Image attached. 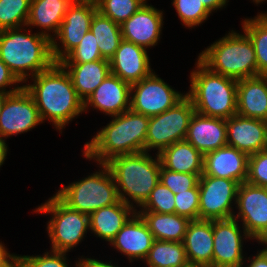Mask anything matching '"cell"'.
<instances>
[{"label": "cell", "instance_id": "cell-41", "mask_svg": "<svg viewBox=\"0 0 267 267\" xmlns=\"http://www.w3.org/2000/svg\"><path fill=\"white\" fill-rule=\"evenodd\" d=\"M66 254V252L51 250V252H45L41 256L20 255L19 257L25 267H69Z\"/></svg>", "mask_w": 267, "mask_h": 267}, {"label": "cell", "instance_id": "cell-49", "mask_svg": "<svg viewBox=\"0 0 267 267\" xmlns=\"http://www.w3.org/2000/svg\"><path fill=\"white\" fill-rule=\"evenodd\" d=\"M6 267H25L24 263L20 259L19 255L11 262L9 263Z\"/></svg>", "mask_w": 267, "mask_h": 267}, {"label": "cell", "instance_id": "cell-21", "mask_svg": "<svg viewBox=\"0 0 267 267\" xmlns=\"http://www.w3.org/2000/svg\"><path fill=\"white\" fill-rule=\"evenodd\" d=\"M154 241L155 238L147 224L136 212L118 231L110 244L133 262L135 259L144 260Z\"/></svg>", "mask_w": 267, "mask_h": 267}, {"label": "cell", "instance_id": "cell-10", "mask_svg": "<svg viewBox=\"0 0 267 267\" xmlns=\"http://www.w3.org/2000/svg\"><path fill=\"white\" fill-rule=\"evenodd\" d=\"M239 183L227 178L202 174L199 177V219L223 220L233 218Z\"/></svg>", "mask_w": 267, "mask_h": 267}, {"label": "cell", "instance_id": "cell-35", "mask_svg": "<svg viewBox=\"0 0 267 267\" xmlns=\"http://www.w3.org/2000/svg\"><path fill=\"white\" fill-rule=\"evenodd\" d=\"M172 5L186 27L199 26L211 14L201 0H173Z\"/></svg>", "mask_w": 267, "mask_h": 267}, {"label": "cell", "instance_id": "cell-19", "mask_svg": "<svg viewBox=\"0 0 267 267\" xmlns=\"http://www.w3.org/2000/svg\"><path fill=\"white\" fill-rule=\"evenodd\" d=\"M110 61V72L125 82L133 84L152 73L147 50L122 40Z\"/></svg>", "mask_w": 267, "mask_h": 267}, {"label": "cell", "instance_id": "cell-45", "mask_svg": "<svg viewBox=\"0 0 267 267\" xmlns=\"http://www.w3.org/2000/svg\"><path fill=\"white\" fill-rule=\"evenodd\" d=\"M0 242V267H6L9 263H11L17 255L10 254L7 252V248Z\"/></svg>", "mask_w": 267, "mask_h": 267}, {"label": "cell", "instance_id": "cell-14", "mask_svg": "<svg viewBox=\"0 0 267 267\" xmlns=\"http://www.w3.org/2000/svg\"><path fill=\"white\" fill-rule=\"evenodd\" d=\"M97 7L87 4L72 3L62 21L57 34L51 40L52 57L55 63L62 61L76 46L84 35L90 31L91 21ZM55 37L62 43H57Z\"/></svg>", "mask_w": 267, "mask_h": 267}, {"label": "cell", "instance_id": "cell-26", "mask_svg": "<svg viewBox=\"0 0 267 267\" xmlns=\"http://www.w3.org/2000/svg\"><path fill=\"white\" fill-rule=\"evenodd\" d=\"M69 73L73 86L83 102L110 74V61L101 59L86 63H60Z\"/></svg>", "mask_w": 267, "mask_h": 267}, {"label": "cell", "instance_id": "cell-33", "mask_svg": "<svg viewBox=\"0 0 267 267\" xmlns=\"http://www.w3.org/2000/svg\"><path fill=\"white\" fill-rule=\"evenodd\" d=\"M31 0H0V30L25 27Z\"/></svg>", "mask_w": 267, "mask_h": 267}, {"label": "cell", "instance_id": "cell-42", "mask_svg": "<svg viewBox=\"0 0 267 267\" xmlns=\"http://www.w3.org/2000/svg\"><path fill=\"white\" fill-rule=\"evenodd\" d=\"M20 84L21 82L16 78V76L9 70L7 65L0 59V91L15 93L19 91L23 86H16L7 90L6 87H12V85ZM7 90V91H6Z\"/></svg>", "mask_w": 267, "mask_h": 267}, {"label": "cell", "instance_id": "cell-28", "mask_svg": "<svg viewBox=\"0 0 267 267\" xmlns=\"http://www.w3.org/2000/svg\"><path fill=\"white\" fill-rule=\"evenodd\" d=\"M71 4V0H31L27 28L29 26L40 27L41 30L44 29L40 33L52 40ZM49 32L55 34L52 35Z\"/></svg>", "mask_w": 267, "mask_h": 267}, {"label": "cell", "instance_id": "cell-48", "mask_svg": "<svg viewBox=\"0 0 267 267\" xmlns=\"http://www.w3.org/2000/svg\"><path fill=\"white\" fill-rule=\"evenodd\" d=\"M101 0H71L72 3L75 4H87V5H92L95 7H98V5L100 4Z\"/></svg>", "mask_w": 267, "mask_h": 267}, {"label": "cell", "instance_id": "cell-32", "mask_svg": "<svg viewBox=\"0 0 267 267\" xmlns=\"http://www.w3.org/2000/svg\"><path fill=\"white\" fill-rule=\"evenodd\" d=\"M242 29L254 46L258 75H267V14L260 13L254 18L242 21Z\"/></svg>", "mask_w": 267, "mask_h": 267}, {"label": "cell", "instance_id": "cell-12", "mask_svg": "<svg viewBox=\"0 0 267 267\" xmlns=\"http://www.w3.org/2000/svg\"><path fill=\"white\" fill-rule=\"evenodd\" d=\"M234 219H241L242 228L259 244L267 243V188L247 182L239 185Z\"/></svg>", "mask_w": 267, "mask_h": 267}, {"label": "cell", "instance_id": "cell-15", "mask_svg": "<svg viewBox=\"0 0 267 267\" xmlns=\"http://www.w3.org/2000/svg\"><path fill=\"white\" fill-rule=\"evenodd\" d=\"M238 222L239 220L234 218L213 220L212 267H241L243 265L242 239H251V237L244 229H242V235Z\"/></svg>", "mask_w": 267, "mask_h": 267}, {"label": "cell", "instance_id": "cell-27", "mask_svg": "<svg viewBox=\"0 0 267 267\" xmlns=\"http://www.w3.org/2000/svg\"><path fill=\"white\" fill-rule=\"evenodd\" d=\"M158 155L165 169L198 177L203 174L204 155L186 140L173 143Z\"/></svg>", "mask_w": 267, "mask_h": 267}, {"label": "cell", "instance_id": "cell-24", "mask_svg": "<svg viewBox=\"0 0 267 267\" xmlns=\"http://www.w3.org/2000/svg\"><path fill=\"white\" fill-rule=\"evenodd\" d=\"M236 101L238 115L267 121V75L238 80Z\"/></svg>", "mask_w": 267, "mask_h": 267}, {"label": "cell", "instance_id": "cell-11", "mask_svg": "<svg viewBox=\"0 0 267 267\" xmlns=\"http://www.w3.org/2000/svg\"><path fill=\"white\" fill-rule=\"evenodd\" d=\"M186 94L175 91L155 72L131 84L130 109L153 117L175 106Z\"/></svg>", "mask_w": 267, "mask_h": 267}, {"label": "cell", "instance_id": "cell-5", "mask_svg": "<svg viewBox=\"0 0 267 267\" xmlns=\"http://www.w3.org/2000/svg\"><path fill=\"white\" fill-rule=\"evenodd\" d=\"M191 99L195 112L227 120L237 114L238 80L211 71L199 59L190 75Z\"/></svg>", "mask_w": 267, "mask_h": 267}, {"label": "cell", "instance_id": "cell-36", "mask_svg": "<svg viewBox=\"0 0 267 267\" xmlns=\"http://www.w3.org/2000/svg\"><path fill=\"white\" fill-rule=\"evenodd\" d=\"M175 194L160 181L151 191L149 198L137 212H156L160 214L175 213Z\"/></svg>", "mask_w": 267, "mask_h": 267}, {"label": "cell", "instance_id": "cell-44", "mask_svg": "<svg viewBox=\"0 0 267 267\" xmlns=\"http://www.w3.org/2000/svg\"><path fill=\"white\" fill-rule=\"evenodd\" d=\"M263 245H267V243H263ZM252 258L253 259H250V257L248 258L249 261L251 260V263L247 265L248 267H267V246L258 251L257 255Z\"/></svg>", "mask_w": 267, "mask_h": 267}, {"label": "cell", "instance_id": "cell-18", "mask_svg": "<svg viewBox=\"0 0 267 267\" xmlns=\"http://www.w3.org/2000/svg\"><path fill=\"white\" fill-rule=\"evenodd\" d=\"M130 96L131 84L110 73L84 101V112L91 106L105 115H119L130 109Z\"/></svg>", "mask_w": 267, "mask_h": 267}, {"label": "cell", "instance_id": "cell-4", "mask_svg": "<svg viewBox=\"0 0 267 267\" xmlns=\"http://www.w3.org/2000/svg\"><path fill=\"white\" fill-rule=\"evenodd\" d=\"M105 164L114 177L119 199L134 208L141 207L146 202L160 181L162 165L158 154L155 159L145 151L118 155ZM133 202L137 205L135 206Z\"/></svg>", "mask_w": 267, "mask_h": 267}, {"label": "cell", "instance_id": "cell-20", "mask_svg": "<svg viewBox=\"0 0 267 267\" xmlns=\"http://www.w3.org/2000/svg\"><path fill=\"white\" fill-rule=\"evenodd\" d=\"M249 156L233 146H223L204 155L203 174L246 182Z\"/></svg>", "mask_w": 267, "mask_h": 267}, {"label": "cell", "instance_id": "cell-37", "mask_svg": "<svg viewBox=\"0 0 267 267\" xmlns=\"http://www.w3.org/2000/svg\"><path fill=\"white\" fill-rule=\"evenodd\" d=\"M97 44L94 34L88 31L79 45L59 63H86L101 60L103 58Z\"/></svg>", "mask_w": 267, "mask_h": 267}, {"label": "cell", "instance_id": "cell-40", "mask_svg": "<svg viewBox=\"0 0 267 267\" xmlns=\"http://www.w3.org/2000/svg\"><path fill=\"white\" fill-rule=\"evenodd\" d=\"M246 182L267 188V149L249 156Z\"/></svg>", "mask_w": 267, "mask_h": 267}, {"label": "cell", "instance_id": "cell-17", "mask_svg": "<svg viewBox=\"0 0 267 267\" xmlns=\"http://www.w3.org/2000/svg\"><path fill=\"white\" fill-rule=\"evenodd\" d=\"M227 145L253 155L267 149V121L238 114L226 120Z\"/></svg>", "mask_w": 267, "mask_h": 267}, {"label": "cell", "instance_id": "cell-8", "mask_svg": "<svg viewBox=\"0 0 267 267\" xmlns=\"http://www.w3.org/2000/svg\"><path fill=\"white\" fill-rule=\"evenodd\" d=\"M34 212L51 214L47 231L52 242V249L60 252L70 250L83 241L87 230L90 229L89 215L70 209L56 195L38 206Z\"/></svg>", "mask_w": 267, "mask_h": 267}, {"label": "cell", "instance_id": "cell-30", "mask_svg": "<svg viewBox=\"0 0 267 267\" xmlns=\"http://www.w3.org/2000/svg\"><path fill=\"white\" fill-rule=\"evenodd\" d=\"M90 31L95 36L102 58L110 60L123 40L120 25L97 11L92 18Z\"/></svg>", "mask_w": 267, "mask_h": 267}, {"label": "cell", "instance_id": "cell-29", "mask_svg": "<svg viewBox=\"0 0 267 267\" xmlns=\"http://www.w3.org/2000/svg\"><path fill=\"white\" fill-rule=\"evenodd\" d=\"M148 226L155 240L183 242L190 219L172 214L137 212Z\"/></svg>", "mask_w": 267, "mask_h": 267}, {"label": "cell", "instance_id": "cell-43", "mask_svg": "<svg viewBox=\"0 0 267 267\" xmlns=\"http://www.w3.org/2000/svg\"><path fill=\"white\" fill-rule=\"evenodd\" d=\"M78 259L79 261L76 262V267H119L115 266V264L112 265V262L110 261L107 263L93 258L82 257Z\"/></svg>", "mask_w": 267, "mask_h": 267}, {"label": "cell", "instance_id": "cell-38", "mask_svg": "<svg viewBox=\"0 0 267 267\" xmlns=\"http://www.w3.org/2000/svg\"><path fill=\"white\" fill-rule=\"evenodd\" d=\"M198 181L199 177L196 174L174 172L161 166L160 182L173 194H179L194 188Z\"/></svg>", "mask_w": 267, "mask_h": 267}, {"label": "cell", "instance_id": "cell-31", "mask_svg": "<svg viewBox=\"0 0 267 267\" xmlns=\"http://www.w3.org/2000/svg\"><path fill=\"white\" fill-rule=\"evenodd\" d=\"M144 261L149 267H185L189 264L183 242L163 240L153 242Z\"/></svg>", "mask_w": 267, "mask_h": 267}, {"label": "cell", "instance_id": "cell-34", "mask_svg": "<svg viewBox=\"0 0 267 267\" xmlns=\"http://www.w3.org/2000/svg\"><path fill=\"white\" fill-rule=\"evenodd\" d=\"M145 4L142 0H101L98 11L121 25Z\"/></svg>", "mask_w": 267, "mask_h": 267}, {"label": "cell", "instance_id": "cell-51", "mask_svg": "<svg viewBox=\"0 0 267 267\" xmlns=\"http://www.w3.org/2000/svg\"><path fill=\"white\" fill-rule=\"evenodd\" d=\"M266 0H253V2H255L256 4H260L261 2L263 3Z\"/></svg>", "mask_w": 267, "mask_h": 267}, {"label": "cell", "instance_id": "cell-9", "mask_svg": "<svg viewBox=\"0 0 267 267\" xmlns=\"http://www.w3.org/2000/svg\"><path fill=\"white\" fill-rule=\"evenodd\" d=\"M194 113L193 103L186 95L172 108L149 117L145 152L156 149L159 154L173 143L185 140Z\"/></svg>", "mask_w": 267, "mask_h": 267}, {"label": "cell", "instance_id": "cell-50", "mask_svg": "<svg viewBox=\"0 0 267 267\" xmlns=\"http://www.w3.org/2000/svg\"><path fill=\"white\" fill-rule=\"evenodd\" d=\"M12 93H8V92H3V91H0V112L2 110V107L4 105V102L6 100V98Z\"/></svg>", "mask_w": 267, "mask_h": 267}, {"label": "cell", "instance_id": "cell-16", "mask_svg": "<svg viewBox=\"0 0 267 267\" xmlns=\"http://www.w3.org/2000/svg\"><path fill=\"white\" fill-rule=\"evenodd\" d=\"M163 11L145 3L120 25L122 39L145 49L157 45L163 26Z\"/></svg>", "mask_w": 267, "mask_h": 267}, {"label": "cell", "instance_id": "cell-3", "mask_svg": "<svg viewBox=\"0 0 267 267\" xmlns=\"http://www.w3.org/2000/svg\"><path fill=\"white\" fill-rule=\"evenodd\" d=\"M22 29L0 30V59L20 82L26 83L27 79L49 69L55 62L51 39L40 32L32 34L26 28L23 31L27 33H24Z\"/></svg>", "mask_w": 267, "mask_h": 267}, {"label": "cell", "instance_id": "cell-23", "mask_svg": "<svg viewBox=\"0 0 267 267\" xmlns=\"http://www.w3.org/2000/svg\"><path fill=\"white\" fill-rule=\"evenodd\" d=\"M183 244L189 264L212 267L213 220H191Z\"/></svg>", "mask_w": 267, "mask_h": 267}, {"label": "cell", "instance_id": "cell-47", "mask_svg": "<svg viewBox=\"0 0 267 267\" xmlns=\"http://www.w3.org/2000/svg\"><path fill=\"white\" fill-rule=\"evenodd\" d=\"M8 145L0 139V167L3 165L8 153Z\"/></svg>", "mask_w": 267, "mask_h": 267}, {"label": "cell", "instance_id": "cell-6", "mask_svg": "<svg viewBox=\"0 0 267 267\" xmlns=\"http://www.w3.org/2000/svg\"><path fill=\"white\" fill-rule=\"evenodd\" d=\"M198 59L211 71L236 80L258 76L254 46L245 32L231 30L204 49Z\"/></svg>", "mask_w": 267, "mask_h": 267}, {"label": "cell", "instance_id": "cell-46", "mask_svg": "<svg viewBox=\"0 0 267 267\" xmlns=\"http://www.w3.org/2000/svg\"><path fill=\"white\" fill-rule=\"evenodd\" d=\"M203 5L212 13L213 10L217 11L219 8L226 6L228 0H201Z\"/></svg>", "mask_w": 267, "mask_h": 267}, {"label": "cell", "instance_id": "cell-13", "mask_svg": "<svg viewBox=\"0 0 267 267\" xmlns=\"http://www.w3.org/2000/svg\"><path fill=\"white\" fill-rule=\"evenodd\" d=\"M42 123L32 96L22 87L10 94L0 112V139L25 133ZM5 138V139H3Z\"/></svg>", "mask_w": 267, "mask_h": 267}, {"label": "cell", "instance_id": "cell-52", "mask_svg": "<svg viewBox=\"0 0 267 267\" xmlns=\"http://www.w3.org/2000/svg\"><path fill=\"white\" fill-rule=\"evenodd\" d=\"M185 267H200V266H196V265H191V264H188L187 266Z\"/></svg>", "mask_w": 267, "mask_h": 267}, {"label": "cell", "instance_id": "cell-39", "mask_svg": "<svg viewBox=\"0 0 267 267\" xmlns=\"http://www.w3.org/2000/svg\"><path fill=\"white\" fill-rule=\"evenodd\" d=\"M175 213L181 216H185L190 220L199 219V186L198 184L188 190L179 194H175Z\"/></svg>", "mask_w": 267, "mask_h": 267}, {"label": "cell", "instance_id": "cell-2", "mask_svg": "<svg viewBox=\"0 0 267 267\" xmlns=\"http://www.w3.org/2000/svg\"><path fill=\"white\" fill-rule=\"evenodd\" d=\"M111 117L112 121L84 145L87 160L103 164L118 155L145 151L149 117L131 109Z\"/></svg>", "mask_w": 267, "mask_h": 267}, {"label": "cell", "instance_id": "cell-25", "mask_svg": "<svg viewBox=\"0 0 267 267\" xmlns=\"http://www.w3.org/2000/svg\"><path fill=\"white\" fill-rule=\"evenodd\" d=\"M136 212L137 209L120 200L118 203L92 212L89 215V230L97 237L110 243L118 231Z\"/></svg>", "mask_w": 267, "mask_h": 267}, {"label": "cell", "instance_id": "cell-22", "mask_svg": "<svg viewBox=\"0 0 267 267\" xmlns=\"http://www.w3.org/2000/svg\"><path fill=\"white\" fill-rule=\"evenodd\" d=\"M185 140L203 155L227 145L226 120L195 112Z\"/></svg>", "mask_w": 267, "mask_h": 267}, {"label": "cell", "instance_id": "cell-1", "mask_svg": "<svg viewBox=\"0 0 267 267\" xmlns=\"http://www.w3.org/2000/svg\"><path fill=\"white\" fill-rule=\"evenodd\" d=\"M32 79L33 84L22 86L34 99L42 122L48 119L60 131L84 112V102L60 63H54Z\"/></svg>", "mask_w": 267, "mask_h": 267}, {"label": "cell", "instance_id": "cell-7", "mask_svg": "<svg viewBox=\"0 0 267 267\" xmlns=\"http://www.w3.org/2000/svg\"><path fill=\"white\" fill-rule=\"evenodd\" d=\"M99 171L62 186L55 194L70 209L90 215L98 209L120 201L114 177L103 163Z\"/></svg>", "mask_w": 267, "mask_h": 267}]
</instances>
